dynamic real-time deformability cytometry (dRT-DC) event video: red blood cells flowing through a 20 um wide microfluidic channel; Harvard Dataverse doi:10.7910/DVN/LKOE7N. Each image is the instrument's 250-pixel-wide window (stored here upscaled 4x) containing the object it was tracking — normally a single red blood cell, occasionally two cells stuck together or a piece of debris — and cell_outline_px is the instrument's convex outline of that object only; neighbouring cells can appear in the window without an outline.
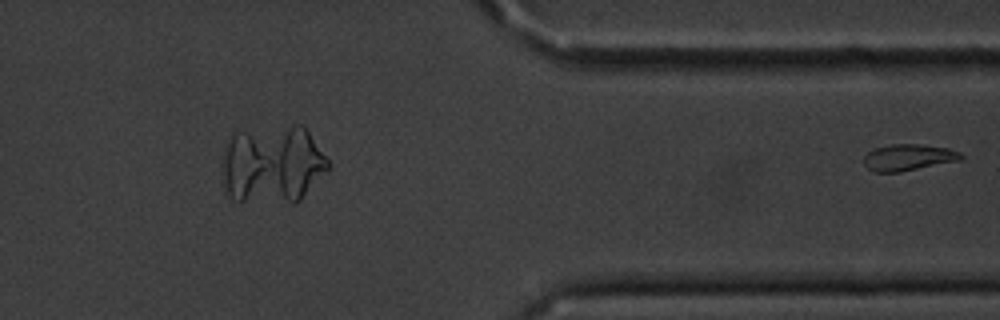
{"species": "common noctule bat (a hibernating species)", "species_latin": "Nyctalus noctula", "temperature_condition": "cold", "stored_images_in_passage": 45, "camera_frame_rate_fps": 3000, "um_per_image_px": 0.085, "animal": {"sex": "male", "body_mass_g": 20.1, "forearm_length_mm": 53.5}, "frame": {"image": 1, "passage_image": 45, "time_ms": 14.667, "image_size_px": [1000, 320], "cell_outline_px": [[964, 160], [900, 172], [876, 172], [868, 168], [864, 164], [864, 156], [868, 152], [876, 148], [892, 144], [920, 144], [948, 148], [960, 152], [964, 156]], "centroid_in_image_um": [77.27, 13.38], "position_along_channel_um": 334.1, "area_um2": 15.09}}